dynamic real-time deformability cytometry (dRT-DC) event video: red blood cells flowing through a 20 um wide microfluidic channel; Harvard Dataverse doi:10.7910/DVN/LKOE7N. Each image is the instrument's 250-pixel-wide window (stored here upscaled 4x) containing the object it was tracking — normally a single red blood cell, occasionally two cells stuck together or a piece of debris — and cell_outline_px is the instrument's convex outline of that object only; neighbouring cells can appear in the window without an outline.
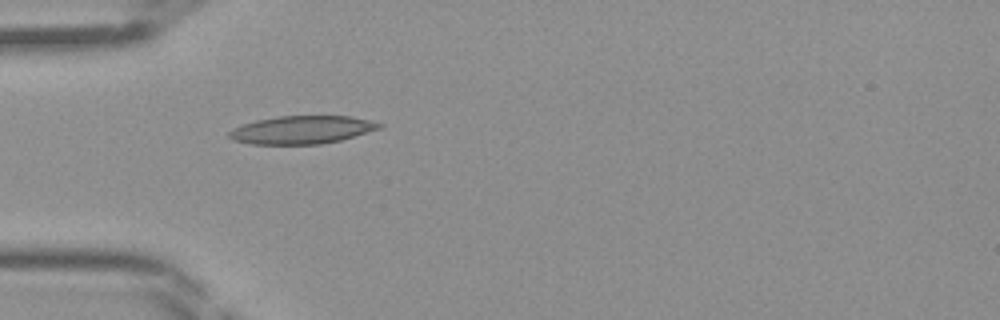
{"species": "Egyptian fruit bat (a non-hibernating species)", "species_latin": "Rousettus aegyptiacus", "temperature_condition": "room temperature", "stored_images_in_passage": 32, "camera_frame_rate_fps": 3000, "um_per_image_px": 0.085, "frame": {"image": 1, "passage_image": 1, "time_ms": 0.0, "image_size_px": [1000, 320], "cell_outline_px": [[384, 124], [380, 128], [340, 140], [320, 144], [252, 144], [232, 140], [228, 136], [228, 132], [232, 128], [256, 120], [276, 116], [352, 116]], "centroid_in_image_um": [25.62, 11.03], "position_along_channel_um": 59.4, "area_um2": 24.39}}
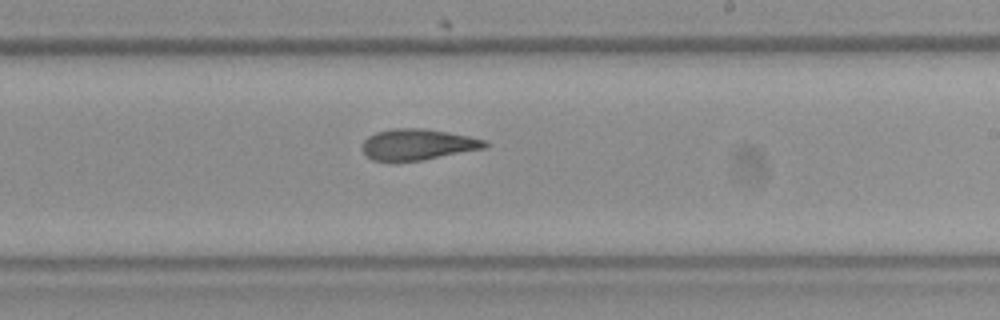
{"frame": {"image": 2, "passage_image": 14, "time_ms": 4.333, "image_size_px": [1000, 320], "cell_outline_px": [[488, 148], [424, 160], [372, 160], [364, 152], [364, 140], [368, 136], [376, 132], [392, 128], [424, 128], [448, 132], [468, 136], [484, 140], [488, 144]], "centroid_in_image_um": [35.56, 12.27], "position_along_channel_um": 253.4, "area_um2": 22.02}}
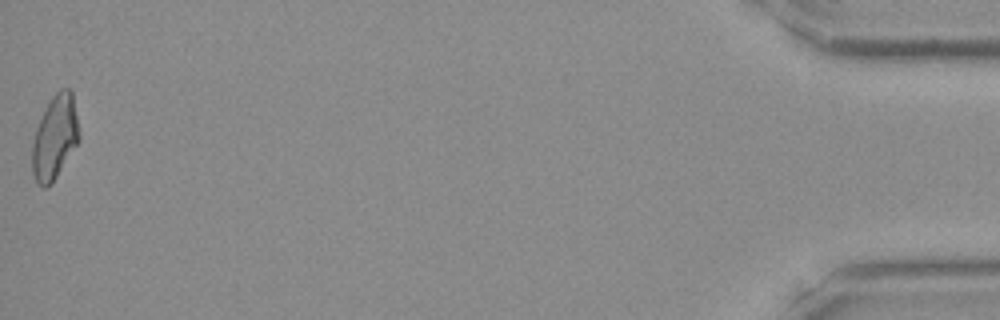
{"frame": {"image": 3, "passage_image": 32, "time_ms": 10.333, "image_size_px": [1000, 320], "cell_outline_px": [[80, 140], [52, 184], [48, 188], [44, 188], [36, 184], [32, 172], [32, 144], [36, 128], [44, 108], [52, 96], [60, 88], [68, 88], [72, 92], [80, 136]], "centroid_in_image_um": [4.65, 11.71], "position_along_channel_um": 430.6, "area_um2": 23.24}}